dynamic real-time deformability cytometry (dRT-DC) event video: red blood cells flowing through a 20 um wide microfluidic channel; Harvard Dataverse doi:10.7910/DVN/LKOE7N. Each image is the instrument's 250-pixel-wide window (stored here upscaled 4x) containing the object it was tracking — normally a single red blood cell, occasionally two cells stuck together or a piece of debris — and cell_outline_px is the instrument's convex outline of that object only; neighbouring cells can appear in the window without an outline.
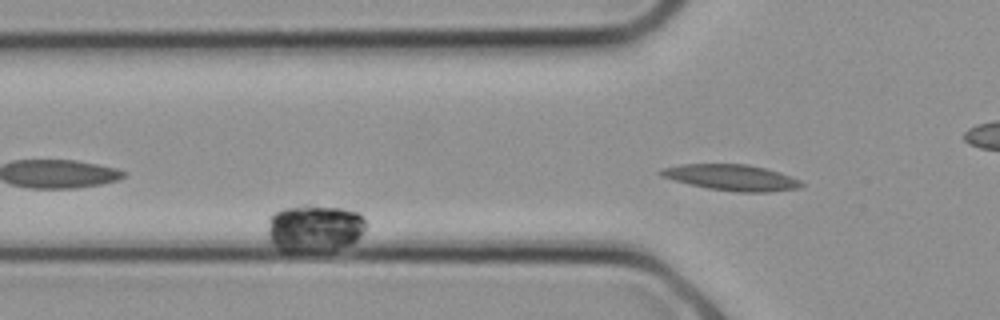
{"species": "common noctule bat (a hibernating species)", "species_latin": "Nyctalus noctula", "temperature_condition": "cold", "stored_images_in_passage": 24, "camera_frame_rate_fps": 3000, "um_per_image_px": 0.085, "animal": {"sex": "female", "body_mass_g": 21.9}, "frame": {"image": 1, "passage_image": 5, "time_ms": 1.333, "image_size_px": [1000, 320], "cell_outline_px": [[368, 224], [360, 236], [352, 244], [332, 252], [284, 252], [272, 244], [268, 240], [268, 216], [284, 208], [304, 204], [308, 204], [340, 208], [356, 212]], "centroid_in_image_um": [26.71, 19.43], "position_along_channel_um": 99.1, "area_um2": 27.92}}
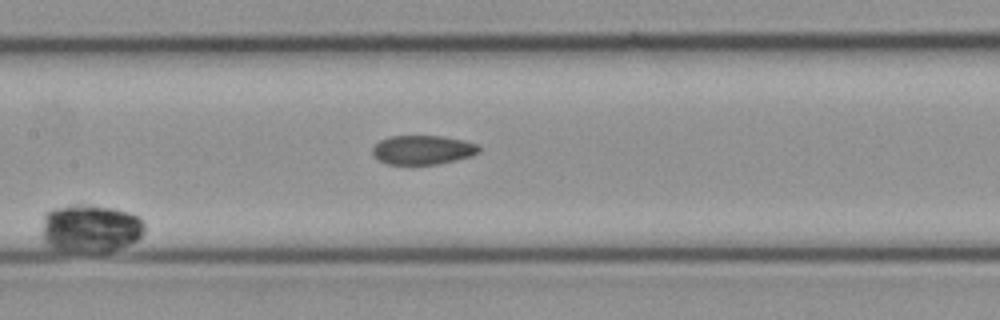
{"frame": {"image": 2, "passage_image": 11, "time_ms": 3.333, "image_size_px": [1000, 320], "cell_outline_px": [[144, 232], [136, 240], [128, 244], [108, 252], [64, 252], [52, 248], [40, 236], [40, 232], [44, 212], [52, 208], [76, 204], [88, 204], [112, 208], [128, 212], [136, 216], [144, 224]], "centroid_in_image_um": [7.6, 19.42], "position_along_channel_um": 199.8, "area_um2": 29.19}}
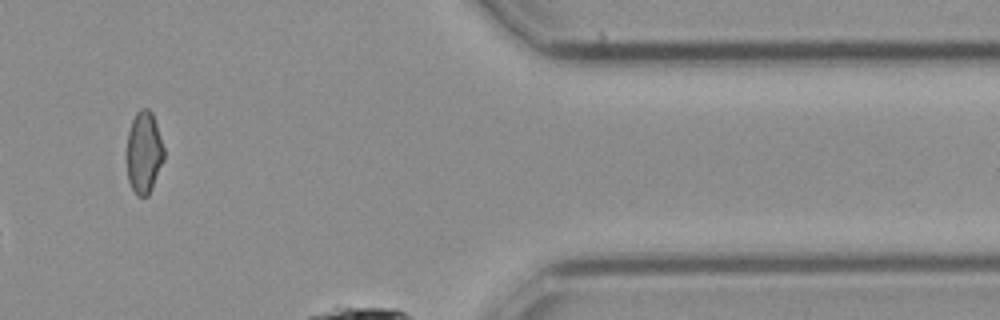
{"frame": {"image": 3, "passage_image": 21, "time_ms": 6.667, "image_size_px": [1000, 320], "cell_outline_px": [[164, 160], [152, 188], [148, 196], [136, 196], [128, 180], [128, 132], [132, 120], [136, 112], [140, 108], [148, 108], [152, 112], [164, 148]], "centroid_in_image_um": [12.25, 12.96], "position_along_channel_um": 399.2, "area_um2": 17.63}}